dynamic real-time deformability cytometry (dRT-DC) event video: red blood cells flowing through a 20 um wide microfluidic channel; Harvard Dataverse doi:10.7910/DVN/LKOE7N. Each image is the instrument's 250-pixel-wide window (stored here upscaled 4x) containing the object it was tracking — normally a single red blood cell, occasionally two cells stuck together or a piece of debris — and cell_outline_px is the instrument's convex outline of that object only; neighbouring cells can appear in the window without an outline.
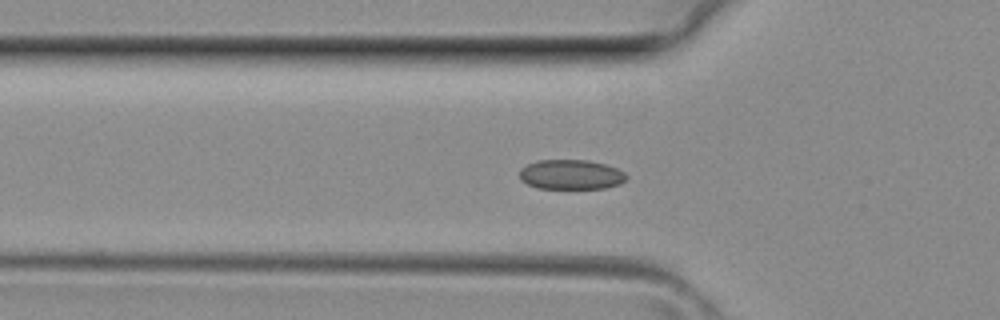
{"species": "common noctule bat (a hibernating species)", "species_latin": "Nyctalus noctula", "temperature_condition": "room temperature", "stored_images_in_passage": 8, "camera_frame_rate_fps": 3000, "um_per_image_px": 0.085, "animal": {"sex": "female", "body_mass_g": 29.2, "forearm_length_mm": 56.3}, "frame": {"image": 1, "passage_image": 2, "time_ms": 0.333, "image_size_px": [1000, 320], "cell_outline_px": [[628, 176], [620, 184], [604, 188], [536, 188], [520, 180], [520, 168], [536, 160], [588, 160], [604, 164], [616, 168], [624, 172]], "centroid_in_image_um": [48.51, 14.83], "position_along_channel_um": 77.3, "area_um2": 18.5}}
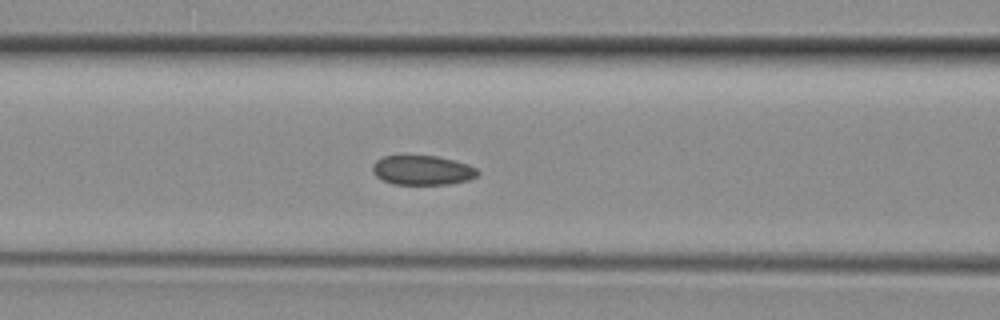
{"frame": {"image": 2, "passage_image": 5, "time_ms": 1.333, "image_size_px": [1000, 320], "cell_outline_px": [[480, 172], [476, 176], [468, 180], [448, 184], [392, 184], [376, 176], [372, 172], [372, 168], [376, 160], [384, 156], [436, 156], [468, 164], [476, 168]], "centroid_in_image_um": [35.9, 14.47], "position_along_channel_um": 130.7, "area_um2": 17.92}}
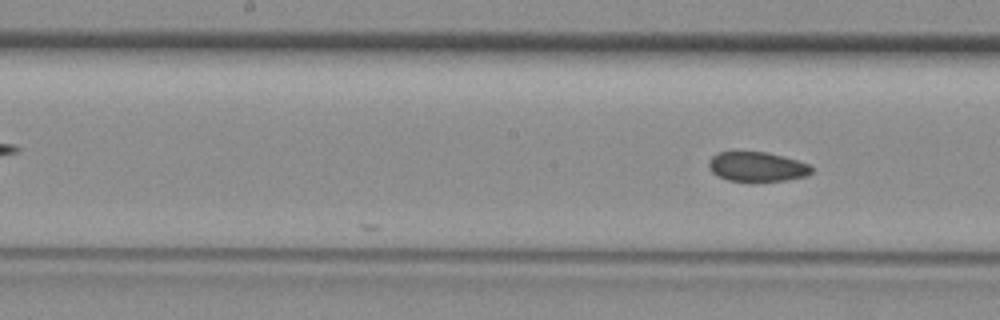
{"frame": {"image": 3, "passage_image": 8, "time_ms": 2.333, "image_size_px": [1000, 320], "cell_outline_px": [[812, 172], [808, 176], [788, 180], [752, 184], [748, 184], [728, 180], [712, 172], [708, 168], [708, 160], [716, 152], [732, 148], [768, 152], [784, 156], [808, 164], [812, 168]], "centroid_in_image_um": [64.28, 14.16], "position_along_channel_um": 183.9, "area_um2": 19.25}}